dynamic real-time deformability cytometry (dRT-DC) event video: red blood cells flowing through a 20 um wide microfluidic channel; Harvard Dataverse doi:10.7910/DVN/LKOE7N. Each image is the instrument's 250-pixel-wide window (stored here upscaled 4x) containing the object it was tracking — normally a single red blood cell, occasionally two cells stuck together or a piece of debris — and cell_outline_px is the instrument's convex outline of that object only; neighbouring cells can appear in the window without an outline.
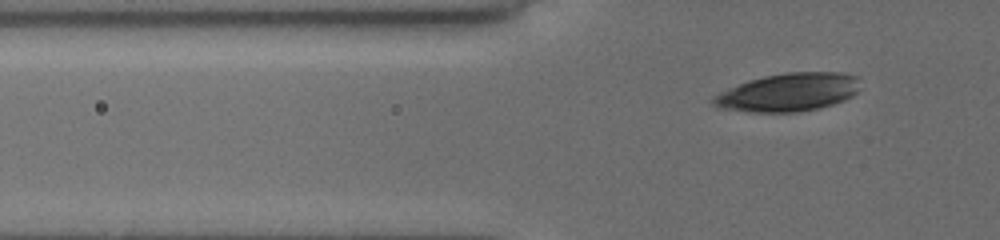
{"species": "common noctule bat (a hibernating species)", "species_latin": "Nyctalus noctula", "temperature_condition": "cold", "stored_images_in_passage": 40, "camera_frame_rate_fps": 3000, "um_per_image_px": 0.085, "animal": {"sex": "female", "body_mass_g": 19.5, "forearm_length_mm": 54.1}, "frame": {"image": 1, "passage_image": 4, "time_ms": 1.0, "image_size_px": [1000, 240], "cell_outline_px": [[856, 92], [852, 96], [844, 100], [820, 108], [796, 112], [748, 112], [720, 108], [712, 104], [712, 96], [720, 92], [748, 80], [764, 76], [788, 72], [840, 72], [856, 76]], "centroid_in_image_um": [66.96, 7.85], "position_along_channel_um": 58.8, "area_um2": 32.43}}
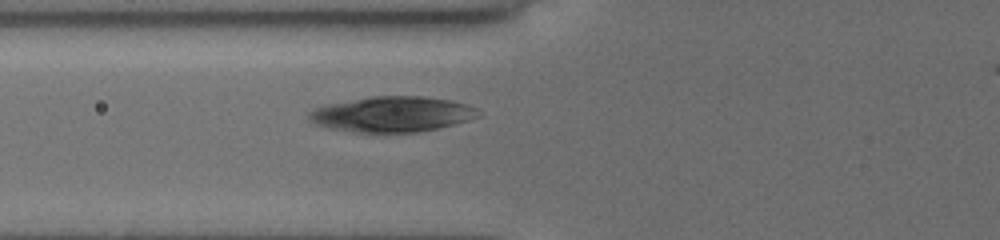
{"frame": {"image": 2, "passage_image": 8, "time_ms": 2.333, "image_size_px": [1000, 240], "cell_outline_px": [[480, 116], [468, 120], [436, 128], [416, 132], [360, 132], [332, 128], [316, 124], [308, 120], [308, 112], [324, 104], [372, 96], [424, 96], [448, 100], [464, 104], [476, 108], [480, 112]], "centroid_in_image_um": [33.3, 9.69], "position_along_channel_um": 92.5, "area_um2": 34.62}}